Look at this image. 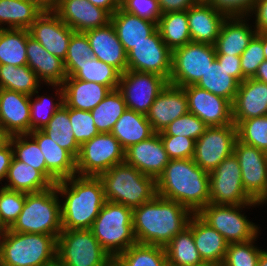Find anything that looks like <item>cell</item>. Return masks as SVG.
Returning a JSON list of instances; mask_svg holds the SVG:
<instances>
[{
  "label": "cell",
  "instance_id": "91938a15",
  "mask_svg": "<svg viewBox=\"0 0 267 266\" xmlns=\"http://www.w3.org/2000/svg\"><path fill=\"white\" fill-rule=\"evenodd\" d=\"M252 13L256 15L255 30L258 33H267V0H257Z\"/></svg>",
  "mask_w": 267,
  "mask_h": 266
},
{
  "label": "cell",
  "instance_id": "7c38bea8",
  "mask_svg": "<svg viewBox=\"0 0 267 266\" xmlns=\"http://www.w3.org/2000/svg\"><path fill=\"white\" fill-rule=\"evenodd\" d=\"M210 203L245 205L255 203L242 185L241 169L237 157H226L209 173Z\"/></svg>",
  "mask_w": 267,
  "mask_h": 266
},
{
  "label": "cell",
  "instance_id": "f907efd6",
  "mask_svg": "<svg viewBox=\"0 0 267 266\" xmlns=\"http://www.w3.org/2000/svg\"><path fill=\"white\" fill-rule=\"evenodd\" d=\"M207 127L200 118L188 112L175 119L159 135L185 136L196 141Z\"/></svg>",
  "mask_w": 267,
  "mask_h": 266
},
{
  "label": "cell",
  "instance_id": "6da1fadb",
  "mask_svg": "<svg viewBox=\"0 0 267 266\" xmlns=\"http://www.w3.org/2000/svg\"><path fill=\"white\" fill-rule=\"evenodd\" d=\"M192 212L180 203L156 195L133 208V230L137 243L165 247L187 227Z\"/></svg>",
  "mask_w": 267,
  "mask_h": 266
},
{
  "label": "cell",
  "instance_id": "6f0895ef",
  "mask_svg": "<svg viewBox=\"0 0 267 266\" xmlns=\"http://www.w3.org/2000/svg\"><path fill=\"white\" fill-rule=\"evenodd\" d=\"M216 60L220 63V65L224 66L230 76L234 77L239 83L242 82L240 56L216 54Z\"/></svg>",
  "mask_w": 267,
  "mask_h": 266
},
{
  "label": "cell",
  "instance_id": "bcb514c9",
  "mask_svg": "<svg viewBox=\"0 0 267 266\" xmlns=\"http://www.w3.org/2000/svg\"><path fill=\"white\" fill-rule=\"evenodd\" d=\"M52 86H55V87L59 86V89H58L59 91L56 89V95L59 94L60 96L59 97L60 100L58 101V103L48 102L49 100L47 98H50V97H46V96L40 97L39 95L36 97V100L31 101L33 99L32 98L33 95L30 96L31 131L41 130L50 121L54 113L64 104V90H63L62 85H52ZM44 106L45 107L47 106V108L45 109ZM43 111L45 112L42 113Z\"/></svg>",
  "mask_w": 267,
  "mask_h": 266
},
{
  "label": "cell",
  "instance_id": "11a10c76",
  "mask_svg": "<svg viewBox=\"0 0 267 266\" xmlns=\"http://www.w3.org/2000/svg\"><path fill=\"white\" fill-rule=\"evenodd\" d=\"M257 0H206L217 12L226 18L249 16L255 8Z\"/></svg>",
  "mask_w": 267,
  "mask_h": 266
},
{
  "label": "cell",
  "instance_id": "b9f144b4",
  "mask_svg": "<svg viewBox=\"0 0 267 266\" xmlns=\"http://www.w3.org/2000/svg\"><path fill=\"white\" fill-rule=\"evenodd\" d=\"M39 80L28 66L0 65V88L21 92L27 95L38 93Z\"/></svg>",
  "mask_w": 267,
  "mask_h": 266
},
{
  "label": "cell",
  "instance_id": "4fadbf2b",
  "mask_svg": "<svg viewBox=\"0 0 267 266\" xmlns=\"http://www.w3.org/2000/svg\"><path fill=\"white\" fill-rule=\"evenodd\" d=\"M237 140L235 124L207 127L195 141L194 162L211 173L226 157L234 152Z\"/></svg>",
  "mask_w": 267,
  "mask_h": 266
},
{
  "label": "cell",
  "instance_id": "7dc6e473",
  "mask_svg": "<svg viewBox=\"0 0 267 266\" xmlns=\"http://www.w3.org/2000/svg\"><path fill=\"white\" fill-rule=\"evenodd\" d=\"M255 239L229 243L221 266H257L262 250L253 246Z\"/></svg>",
  "mask_w": 267,
  "mask_h": 266
},
{
  "label": "cell",
  "instance_id": "f1b7e54d",
  "mask_svg": "<svg viewBox=\"0 0 267 266\" xmlns=\"http://www.w3.org/2000/svg\"><path fill=\"white\" fill-rule=\"evenodd\" d=\"M118 39L128 52L134 45L145 41L157 30V23L124 11L121 7L111 15Z\"/></svg>",
  "mask_w": 267,
  "mask_h": 266
},
{
  "label": "cell",
  "instance_id": "277c9868",
  "mask_svg": "<svg viewBox=\"0 0 267 266\" xmlns=\"http://www.w3.org/2000/svg\"><path fill=\"white\" fill-rule=\"evenodd\" d=\"M0 238V266H51L56 263L57 239L53 235L6 229Z\"/></svg>",
  "mask_w": 267,
  "mask_h": 266
},
{
  "label": "cell",
  "instance_id": "a7ac6f4b",
  "mask_svg": "<svg viewBox=\"0 0 267 266\" xmlns=\"http://www.w3.org/2000/svg\"><path fill=\"white\" fill-rule=\"evenodd\" d=\"M263 50L265 60H267V33H263Z\"/></svg>",
  "mask_w": 267,
  "mask_h": 266
},
{
  "label": "cell",
  "instance_id": "db71d44e",
  "mask_svg": "<svg viewBox=\"0 0 267 266\" xmlns=\"http://www.w3.org/2000/svg\"><path fill=\"white\" fill-rule=\"evenodd\" d=\"M170 160L191 159L195 153V140L185 136L159 135Z\"/></svg>",
  "mask_w": 267,
  "mask_h": 266
},
{
  "label": "cell",
  "instance_id": "1f68e13d",
  "mask_svg": "<svg viewBox=\"0 0 267 266\" xmlns=\"http://www.w3.org/2000/svg\"><path fill=\"white\" fill-rule=\"evenodd\" d=\"M111 134L118 139L122 148L147 140L155 134L145 114L126 109L116 121Z\"/></svg>",
  "mask_w": 267,
  "mask_h": 266
},
{
  "label": "cell",
  "instance_id": "52a82bcc",
  "mask_svg": "<svg viewBox=\"0 0 267 266\" xmlns=\"http://www.w3.org/2000/svg\"><path fill=\"white\" fill-rule=\"evenodd\" d=\"M132 216V208L106 200L94 220L91 231L112 259L137 243Z\"/></svg>",
  "mask_w": 267,
  "mask_h": 266
},
{
  "label": "cell",
  "instance_id": "e575fe53",
  "mask_svg": "<svg viewBox=\"0 0 267 266\" xmlns=\"http://www.w3.org/2000/svg\"><path fill=\"white\" fill-rule=\"evenodd\" d=\"M42 12L28 0H0V29L3 23L7 29H29Z\"/></svg>",
  "mask_w": 267,
  "mask_h": 266
},
{
  "label": "cell",
  "instance_id": "8fae6325",
  "mask_svg": "<svg viewBox=\"0 0 267 266\" xmlns=\"http://www.w3.org/2000/svg\"><path fill=\"white\" fill-rule=\"evenodd\" d=\"M216 59L214 45L188 42L172 51V70L168 83L185 87L196 85Z\"/></svg>",
  "mask_w": 267,
  "mask_h": 266
},
{
  "label": "cell",
  "instance_id": "7bdbcfd3",
  "mask_svg": "<svg viewBox=\"0 0 267 266\" xmlns=\"http://www.w3.org/2000/svg\"><path fill=\"white\" fill-rule=\"evenodd\" d=\"M121 266H169L165 247L135 243L115 259Z\"/></svg>",
  "mask_w": 267,
  "mask_h": 266
},
{
  "label": "cell",
  "instance_id": "ee69618b",
  "mask_svg": "<svg viewBox=\"0 0 267 266\" xmlns=\"http://www.w3.org/2000/svg\"><path fill=\"white\" fill-rule=\"evenodd\" d=\"M28 137V138H27ZM31 138L30 141L26 140ZM10 141L14 157L28 165L32 166L36 170L40 171L46 177V163L43 153L37 142L29 136V134H19L10 136Z\"/></svg>",
  "mask_w": 267,
  "mask_h": 266
},
{
  "label": "cell",
  "instance_id": "5bb4252c",
  "mask_svg": "<svg viewBox=\"0 0 267 266\" xmlns=\"http://www.w3.org/2000/svg\"><path fill=\"white\" fill-rule=\"evenodd\" d=\"M167 84L168 81L158 74L126 70L120 76L117 89L122 94L127 109L146 115Z\"/></svg>",
  "mask_w": 267,
  "mask_h": 266
},
{
  "label": "cell",
  "instance_id": "f5cc1de1",
  "mask_svg": "<svg viewBox=\"0 0 267 266\" xmlns=\"http://www.w3.org/2000/svg\"><path fill=\"white\" fill-rule=\"evenodd\" d=\"M93 57L87 35L84 32H74L67 49L64 65H82Z\"/></svg>",
  "mask_w": 267,
  "mask_h": 266
},
{
  "label": "cell",
  "instance_id": "8c879c8a",
  "mask_svg": "<svg viewBox=\"0 0 267 266\" xmlns=\"http://www.w3.org/2000/svg\"><path fill=\"white\" fill-rule=\"evenodd\" d=\"M6 229L2 226L1 222H0V236L4 233Z\"/></svg>",
  "mask_w": 267,
  "mask_h": 266
},
{
  "label": "cell",
  "instance_id": "74e56055",
  "mask_svg": "<svg viewBox=\"0 0 267 266\" xmlns=\"http://www.w3.org/2000/svg\"><path fill=\"white\" fill-rule=\"evenodd\" d=\"M28 29H0V65H27Z\"/></svg>",
  "mask_w": 267,
  "mask_h": 266
},
{
  "label": "cell",
  "instance_id": "f6af8a7d",
  "mask_svg": "<svg viewBox=\"0 0 267 266\" xmlns=\"http://www.w3.org/2000/svg\"><path fill=\"white\" fill-rule=\"evenodd\" d=\"M236 128L239 141L267 153V115L243 120Z\"/></svg>",
  "mask_w": 267,
  "mask_h": 266
},
{
  "label": "cell",
  "instance_id": "cb8c5ba5",
  "mask_svg": "<svg viewBox=\"0 0 267 266\" xmlns=\"http://www.w3.org/2000/svg\"><path fill=\"white\" fill-rule=\"evenodd\" d=\"M38 144L46 163V178L55 185L59 180L76 175V158L66 149L60 147L41 130L29 133Z\"/></svg>",
  "mask_w": 267,
  "mask_h": 266
},
{
  "label": "cell",
  "instance_id": "680465c9",
  "mask_svg": "<svg viewBox=\"0 0 267 266\" xmlns=\"http://www.w3.org/2000/svg\"><path fill=\"white\" fill-rule=\"evenodd\" d=\"M162 14L176 11H187L194 6L198 0H157Z\"/></svg>",
  "mask_w": 267,
  "mask_h": 266
},
{
  "label": "cell",
  "instance_id": "d6a6232c",
  "mask_svg": "<svg viewBox=\"0 0 267 266\" xmlns=\"http://www.w3.org/2000/svg\"><path fill=\"white\" fill-rule=\"evenodd\" d=\"M9 184L6 189L23 193H34L46 190L53 184L38 170L13 157L6 176Z\"/></svg>",
  "mask_w": 267,
  "mask_h": 266
},
{
  "label": "cell",
  "instance_id": "f546056e",
  "mask_svg": "<svg viewBox=\"0 0 267 266\" xmlns=\"http://www.w3.org/2000/svg\"><path fill=\"white\" fill-rule=\"evenodd\" d=\"M64 104L69 108L91 111L110 92L107 86L67 77L62 84Z\"/></svg>",
  "mask_w": 267,
  "mask_h": 266
},
{
  "label": "cell",
  "instance_id": "5b68a950",
  "mask_svg": "<svg viewBox=\"0 0 267 266\" xmlns=\"http://www.w3.org/2000/svg\"><path fill=\"white\" fill-rule=\"evenodd\" d=\"M105 199L130 208L152 200L157 195L156 179L128 164L114 165L98 176Z\"/></svg>",
  "mask_w": 267,
  "mask_h": 266
},
{
  "label": "cell",
  "instance_id": "836d02e7",
  "mask_svg": "<svg viewBox=\"0 0 267 266\" xmlns=\"http://www.w3.org/2000/svg\"><path fill=\"white\" fill-rule=\"evenodd\" d=\"M68 77L107 86L110 90L118 88L121 73L111 65L93 57L82 65H64Z\"/></svg>",
  "mask_w": 267,
  "mask_h": 266
},
{
  "label": "cell",
  "instance_id": "03108f58",
  "mask_svg": "<svg viewBox=\"0 0 267 266\" xmlns=\"http://www.w3.org/2000/svg\"><path fill=\"white\" fill-rule=\"evenodd\" d=\"M257 266H267V251H262Z\"/></svg>",
  "mask_w": 267,
  "mask_h": 266
},
{
  "label": "cell",
  "instance_id": "681fc988",
  "mask_svg": "<svg viewBox=\"0 0 267 266\" xmlns=\"http://www.w3.org/2000/svg\"><path fill=\"white\" fill-rule=\"evenodd\" d=\"M265 61L263 50V33H258L249 42L247 48L240 55L242 82L246 78H253L260 64Z\"/></svg>",
  "mask_w": 267,
  "mask_h": 266
},
{
  "label": "cell",
  "instance_id": "ba28073f",
  "mask_svg": "<svg viewBox=\"0 0 267 266\" xmlns=\"http://www.w3.org/2000/svg\"><path fill=\"white\" fill-rule=\"evenodd\" d=\"M112 260L91 229L62 230L57 237L56 262L61 266H108Z\"/></svg>",
  "mask_w": 267,
  "mask_h": 266
},
{
  "label": "cell",
  "instance_id": "9a60e30c",
  "mask_svg": "<svg viewBox=\"0 0 267 266\" xmlns=\"http://www.w3.org/2000/svg\"><path fill=\"white\" fill-rule=\"evenodd\" d=\"M127 70L155 73L169 81L172 51L163 42L158 29L127 52Z\"/></svg>",
  "mask_w": 267,
  "mask_h": 266
},
{
  "label": "cell",
  "instance_id": "94428289",
  "mask_svg": "<svg viewBox=\"0 0 267 266\" xmlns=\"http://www.w3.org/2000/svg\"><path fill=\"white\" fill-rule=\"evenodd\" d=\"M13 157V148L8 140L2 147H0V181L7 176Z\"/></svg>",
  "mask_w": 267,
  "mask_h": 266
},
{
  "label": "cell",
  "instance_id": "e7e4bbea",
  "mask_svg": "<svg viewBox=\"0 0 267 266\" xmlns=\"http://www.w3.org/2000/svg\"><path fill=\"white\" fill-rule=\"evenodd\" d=\"M253 78L267 84V60L260 64Z\"/></svg>",
  "mask_w": 267,
  "mask_h": 266
},
{
  "label": "cell",
  "instance_id": "30bf717a",
  "mask_svg": "<svg viewBox=\"0 0 267 266\" xmlns=\"http://www.w3.org/2000/svg\"><path fill=\"white\" fill-rule=\"evenodd\" d=\"M259 202L245 205H224L208 203L197 214L212 228L217 230L228 243L246 242L258 236V228L246 216L240 213V208L255 206Z\"/></svg>",
  "mask_w": 267,
  "mask_h": 266
},
{
  "label": "cell",
  "instance_id": "44dd1931",
  "mask_svg": "<svg viewBox=\"0 0 267 266\" xmlns=\"http://www.w3.org/2000/svg\"><path fill=\"white\" fill-rule=\"evenodd\" d=\"M188 113L187 97L183 87L168 83L146 114L155 133L162 132L175 119Z\"/></svg>",
  "mask_w": 267,
  "mask_h": 266
},
{
  "label": "cell",
  "instance_id": "6125c7cd",
  "mask_svg": "<svg viewBox=\"0 0 267 266\" xmlns=\"http://www.w3.org/2000/svg\"><path fill=\"white\" fill-rule=\"evenodd\" d=\"M96 7L107 10L111 15L121 7L122 0H88Z\"/></svg>",
  "mask_w": 267,
  "mask_h": 266
},
{
  "label": "cell",
  "instance_id": "e0dca14e",
  "mask_svg": "<svg viewBox=\"0 0 267 266\" xmlns=\"http://www.w3.org/2000/svg\"><path fill=\"white\" fill-rule=\"evenodd\" d=\"M187 97L188 112L200 118L208 127L233 123L232 103L196 85L183 87Z\"/></svg>",
  "mask_w": 267,
  "mask_h": 266
},
{
  "label": "cell",
  "instance_id": "60d3db41",
  "mask_svg": "<svg viewBox=\"0 0 267 266\" xmlns=\"http://www.w3.org/2000/svg\"><path fill=\"white\" fill-rule=\"evenodd\" d=\"M126 109L122 94L118 89H114L90 112L99 133H111L116 121Z\"/></svg>",
  "mask_w": 267,
  "mask_h": 266
},
{
  "label": "cell",
  "instance_id": "d590c367",
  "mask_svg": "<svg viewBox=\"0 0 267 266\" xmlns=\"http://www.w3.org/2000/svg\"><path fill=\"white\" fill-rule=\"evenodd\" d=\"M163 42L173 51L191 42L187 11L162 14L157 23Z\"/></svg>",
  "mask_w": 267,
  "mask_h": 266
},
{
  "label": "cell",
  "instance_id": "8992f818",
  "mask_svg": "<svg viewBox=\"0 0 267 266\" xmlns=\"http://www.w3.org/2000/svg\"><path fill=\"white\" fill-rule=\"evenodd\" d=\"M56 186L34 193H26L21 213L9 228L20 233L53 235L62 231L61 205Z\"/></svg>",
  "mask_w": 267,
  "mask_h": 266
},
{
  "label": "cell",
  "instance_id": "89a4df30",
  "mask_svg": "<svg viewBox=\"0 0 267 266\" xmlns=\"http://www.w3.org/2000/svg\"><path fill=\"white\" fill-rule=\"evenodd\" d=\"M108 266H121L115 259H113Z\"/></svg>",
  "mask_w": 267,
  "mask_h": 266
},
{
  "label": "cell",
  "instance_id": "4dcf8cb0",
  "mask_svg": "<svg viewBox=\"0 0 267 266\" xmlns=\"http://www.w3.org/2000/svg\"><path fill=\"white\" fill-rule=\"evenodd\" d=\"M242 17L226 18L221 26L214 47L216 54L240 56L257 34ZM244 21V22H243Z\"/></svg>",
  "mask_w": 267,
  "mask_h": 266
},
{
  "label": "cell",
  "instance_id": "753ad0ef",
  "mask_svg": "<svg viewBox=\"0 0 267 266\" xmlns=\"http://www.w3.org/2000/svg\"><path fill=\"white\" fill-rule=\"evenodd\" d=\"M51 266H61V265H59V264L56 262L55 264H53V265H51Z\"/></svg>",
  "mask_w": 267,
  "mask_h": 266
},
{
  "label": "cell",
  "instance_id": "2e32d148",
  "mask_svg": "<svg viewBox=\"0 0 267 266\" xmlns=\"http://www.w3.org/2000/svg\"><path fill=\"white\" fill-rule=\"evenodd\" d=\"M233 153L239 161L243 188L255 202L262 203L267 198V153L238 139Z\"/></svg>",
  "mask_w": 267,
  "mask_h": 266
},
{
  "label": "cell",
  "instance_id": "3957f363",
  "mask_svg": "<svg viewBox=\"0 0 267 266\" xmlns=\"http://www.w3.org/2000/svg\"><path fill=\"white\" fill-rule=\"evenodd\" d=\"M55 186L59 195H66L61 205L62 230L91 229L106 201L101 179L73 175L59 180Z\"/></svg>",
  "mask_w": 267,
  "mask_h": 266
},
{
  "label": "cell",
  "instance_id": "484cf974",
  "mask_svg": "<svg viewBox=\"0 0 267 266\" xmlns=\"http://www.w3.org/2000/svg\"><path fill=\"white\" fill-rule=\"evenodd\" d=\"M193 232V239L204 263L221 266L228 247L225 238L197 213H193L187 225Z\"/></svg>",
  "mask_w": 267,
  "mask_h": 266
},
{
  "label": "cell",
  "instance_id": "ffe728a7",
  "mask_svg": "<svg viewBox=\"0 0 267 266\" xmlns=\"http://www.w3.org/2000/svg\"><path fill=\"white\" fill-rule=\"evenodd\" d=\"M0 127L9 137L31 132L30 95L0 88Z\"/></svg>",
  "mask_w": 267,
  "mask_h": 266
},
{
  "label": "cell",
  "instance_id": "8d00e7d4",
  "mask_svg": "<svg viewBox=\"0 0 267 266\" xmlns=\"http://www.w3.org/2000/svg\"><path fill=\"white\" fill-rule=\"evenodd\" d=\"M165 251L169 266H198L204 263L188 226L171 239Z\"/></svg>",
  "mask_w": 267,
  "mask_h": 266
},
{
  "label": "cell",
  "instance_id": "603a6c76",
  "mask_svg": "<svg viewBox=\"0 0 267 266\" xmlns=\"http://www.w3.org/2000/svg\"><path fill=\"white\" fill-rule=\"evenodd\" d=\"M267 115V84L246 78L239 84L232 103L233 123Z\"/></svg>",
  "mask_w": 267,
  "mask_h": 266
},
{
  "label": "cell",
  "instance_id": "83f0119b",
  "mask_svg": "<svg viewBox=\"0 0 267 266\" xmlns=\"http://www.w3.org/2000/svg\"><path fill=\"white\" fill-rule=\"evenodd\" d=\"M187 16L191 40L214 45L226 17L206 1H198L189 8Z\"/></svg>",
  "mask_w": 267,
  "mask_h": 266
},
{
  "label": "cell",
  "instance_id": "2644e50d",
  "mask_svg": "<svg viewBox=\"0 0 267 266\" xmlns=\"http://www.w3.org/2000/svg\"><path fill=\"white\" fill-rule=\"evenodd\" d=\"M198 266H219V265L213 264V263H203V264L198 265Z\"/></svg>",
  "mask_w": 267,
  "mask_h": 266
},
{
  "label": "cell",
  "instance_id": "be15d7a7",
  "mask_svg": "<svg viewBox=\"0 0 267 266\" xmlns=\"http://www.w3.org/2000/svg\"><path fill=\"white\" fill-rule=\"evenodd\" d=\"M34 2L43 11H54L59 0H28Z\"/></svg>",
  "mask_w": 267,
  "mask_h": 266
},
{
  "label": "cell",
  "instance_id": "9c48e42d",
  "mask_svg": "<svg viewBox=\"0 0 267 266\" xmlns=\"http://www.w3.org/2000/svg\"><path fill=\"white\" fill-rule=\"evenodd\" d=\"M124 161L125 150L118 139L111 133H99L80 146L76 172L80 176H99Z\"/></svg>",
  "mask_w": 267,
  "mask_h": 266
},
{
  "label": "cell",
  "instance_id": "7a4b0ae2",
  "mask_svg": "<svg viewBox=\"0 0 267 266\" xmlns=\"http://www.w3.org/2000/svg\"><path fill=\"white\" fill-rule=\"evenodd\" d=\"M157 195L198 213L210 203L209 173L191 159L170 160L156 179Z\"/></svg>",
  "mask_w": 267,
  "mask_h": 266
},
{
  "label": "cell",
  "instance_id": "9f6ffc18",
  "mask_svg": "<svg viewBox=\"0 0 267 266\" xmlns=\"http://www.w3.org/2000/svg\"><path fill=\"white\" fill-rule=\"evenodd\" d=\"M121 8L153 22H158L162 15L157 0H122Z\"/></svg>",
  "mask_w": 267,
  "mask_h": 266
},
{
  "label": "cell",
  "instance_id": "ac0fdd59",
  "mask_svg": "<svg viewBox=\"0 0 267 266\" xmlns=\"http://www.w3.org/2000/svg\"><path fill=\"white\" fill-rule=\"evenodd\" d=\"M30 37L38 41L50 54L65 60L75 32L54 11H43L28 29Z\"/></svg>",
  "mask_w": 267,
  "mask_h": 266
},
{
  "label": "cell",
  "instance_id": "003e7915",
  "mask_svg": "<svg viewBox=\"0 0 267 266\" xmlns=\"http://www.w3.org/2000/svg\"><path fill=\"white\" fill-rule=\"evenodd\" d=\"M8 138L9 136L0 127V147H2L8 141Z\"/></svg>",
  "mask_w": 267,
  "mask_h": 266
},
{
  "label": "cell",
  "instance_id": "d6986e66",
  "mask_svg": "<svg viewBox=\"0 0 267 266\" xmlns=\"http://www.w3.org/2000/svg\"><path fill=\"white\" fill-rule=\"evenodd\" d=\"M54 12L75 32H86L107 25L111 14L88 0H59Z\"/></svg>",
  "mask_w": 267,
  "mask_h": 266
},
{
  "label": "cell",
  "instance_id": "d4e9b609",
  "mask_svg": "<svg viewBox=\"0 0 267 266\" xmlns=\"http://www.w3.org/2000/svg\"><path fill=\"white\" fill-rule=\"evenodd\" d=\"M90 43L93 56L116 68L121 74L127 70V52L118 39L111 22L84 32Z\"/></svg>",
  "mask_w": 267,
  "mask_h": 266
},
{
  "label": "cell",
  "instance_id": "f35d334b",
  "mask_svg": "<svg viewBox=\"0 0 267 266\" xmlns=\"http://www.w3.org/2000/svg\"><path fill=\"white\" fill-rule=\"evenodd\" d=\"M239 82L215 59L196 84L197 87L221 96L233 103Z\"/></svg>",
  "mask_w": 267,
  "mask_h": 266
},
{
  "label": "cell",
  "instance_id": "4316f807",
  "mask_svg": "<svg viewBox=\"0 0 267 266\" xmlns=\"http://www.w3.org/2000/svg\"><path fill=\"white\" fill-rule=\"evenodd\" d=\"M27 65L36 73L38 79L49 85H62L68 77L64 60L50 54L38 41L27 38Z\"/></svg>",
  "mask_w": 267,
  "mask_h": 266
},
{
  "label": "cell",
  "instance_id": "ab89813d",
  "mask_svg": "<svg viewBox=\"0 0 267 266\" xmlns=\"http://www.w3.org/2000/svg\"><path fill=\"white\" fill-rule=\"evenodd\" d=\"M60 147L69 151L75 158L78 157L80 145L74 138L72 125L69 119V107L63 104L52 116L50 121L41 129Z\"/></svg>",
  "mask_w": 267,
  "mask_h": 266
},
{
  "label": "cell",
  "instance_id": "c3c4849f",
  "mask_svg": "<svg viewBox=\"0 0 267 266\" xmlns=\"http://www.w3.org/2000/svg\"><path fill=\"white\" fill-rule=\"evenodd\" d=\"M26 199V193L1 187L0 189V222L9 229L21 213Z\"/></svg>",
  "mask_w": 267,
  "mask_h": 266
},
{
  "label": "cell",
  "instance_id": "816d5d0a",
  "mask_svg": "<svg viewBox=\"0 0 267 266\" xmlns=\"http://www.w3.org/2000/svg\"><path fill=\"white\" fill-rule=\"evenodd\" d=\"M69 119L74 138L80 146L99 134L90 111L69 108Z\"/></svg>",
  "mask_w": 267,
  "mask_h": 266
},
{
  "label": "cell",
  "instance_id": "7402d4cb",
  "mask_svg": "<svg viewBox=\"0 0 267 266\" xmlns=\"http://www.w3.org/2000/svg\"><path fill=\"white\" fill-rule=\"evenodd\" d=\"M170 159L159 133L125 150V163L155 179L163 172Z\"/></svg>",
  "mask_w": 267,
  "mask_h": 266
}]
</instances>
